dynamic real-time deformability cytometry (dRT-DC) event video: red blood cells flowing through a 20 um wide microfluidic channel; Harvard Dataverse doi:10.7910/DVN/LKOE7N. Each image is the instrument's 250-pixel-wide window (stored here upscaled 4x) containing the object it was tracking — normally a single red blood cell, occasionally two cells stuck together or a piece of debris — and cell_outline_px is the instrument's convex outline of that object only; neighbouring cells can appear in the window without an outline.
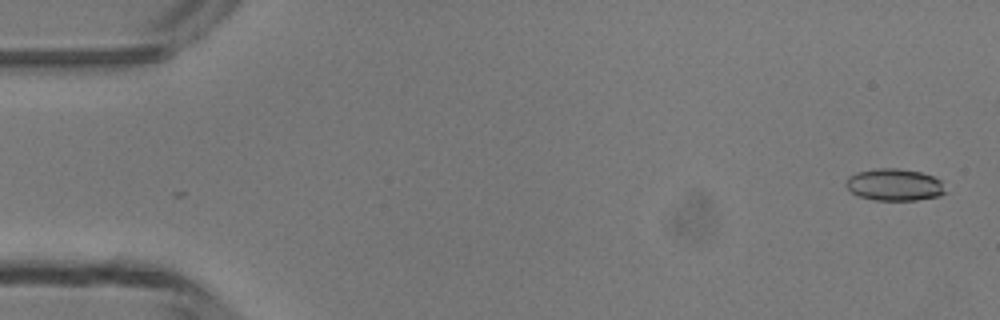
{"species": "common noctule bat (a hibernating species)", "species_latin": "Nyctalus noctula", "temperature_condition": "room temperature", "stored_images_in_passage": 6, "camera_frame_rate_fps": 3000, "um_per_image_px": 0.085, "animal": {"sex": "male", "body_mass_g": 13.3}, "frame": {"image": 1, "passage_image": 1, "time_ms": 0.0, "image_size_px": [1000, 320], "cell_outline_px": [[948, 192], [940, 196], [916, 200], [872, 200], [860, 196], [852, 192], [844, 184], [848, 176], [856, 172], [880, 168], [896, 168], [920, 172], [932, 176], [940, 180]], "centroid_in_image_um": [76.04, 15.71], "position_along_channel_um": 9.0, "area_um2": 18.61}}
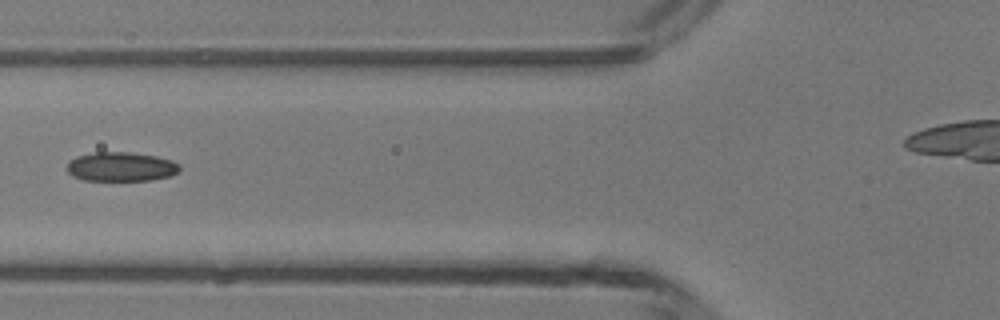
{"frame": {"image": 2, "passage_image": 5, "time_ms": 5.667, "image_size_px": [1000, 320], "cell_outline_px": [[180, 172], [168, 176], [152, 180], [84, 180], [72, 176], [64, 168], [68, 160], [76, 156], [96, 152], [132, 152], [156, 156], [172, 160], [180, 164]], "centroid_in_image_um": [10.26, 14.16], "position_along_channel_um": 115.5, "area_um2": 19.48}}
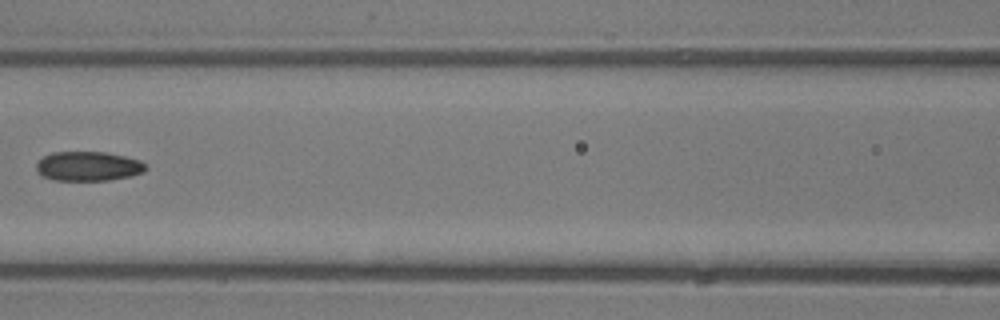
{"frame": {"image": 3, "passage_image": 6, "time_ms": 6.667, "image_size_px": [1000, 320], "cell_outline_px": [[148, 168], [144, 172], [132, 176], [108, 180], [56, 180], [44, 176], [36, 172], [36, 164], [44, 156], [52, 152], [104, 152], [124, 156], [140, 160]], "centroid_in_image_um": [7.51, 14.13], "position_along_channel_um": 159.1, "area_um2": 18.73}}